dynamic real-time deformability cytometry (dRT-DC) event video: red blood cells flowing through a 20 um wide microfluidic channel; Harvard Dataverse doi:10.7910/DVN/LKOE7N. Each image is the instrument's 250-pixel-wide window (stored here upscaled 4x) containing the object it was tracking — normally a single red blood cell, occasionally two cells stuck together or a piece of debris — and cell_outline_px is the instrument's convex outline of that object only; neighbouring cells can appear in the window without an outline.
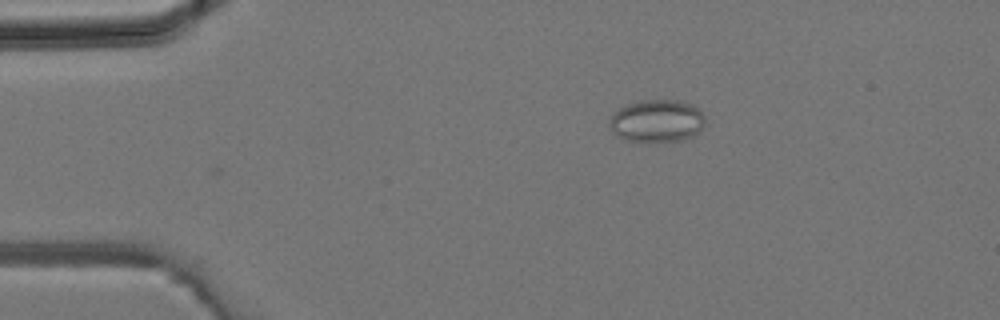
{"species": "common noctule bat (a hibernating species)", "species_latin": "Nyctalus noctula", "temperature_condition": "room temperature", "stored_images_in_passage": 1, "camera_frame_rate_fps": 3000, "um_per_image_px": 0.085, "animal": {"sex": "male", "body_mass_g": 19.2, "forearm_length_mm": 51.8}, "frame": {"image": 1, "passage_image": 1, "time_ms": 0.0, "image_size_px": [1000, 320], "cell_outline_px": [[704, 124], [692, 136], [684, 140], [628, 140], [616, 136], [612, 132], [608, 124], [608, 120], [612, 112], [628, 104], [640, 100], [676, 100], [692, 104], [704, 116]], "centroid_in_image_um": [55.77, 10.25], "position_along_channel_um": 29.2, "area_um2": 23.41}}